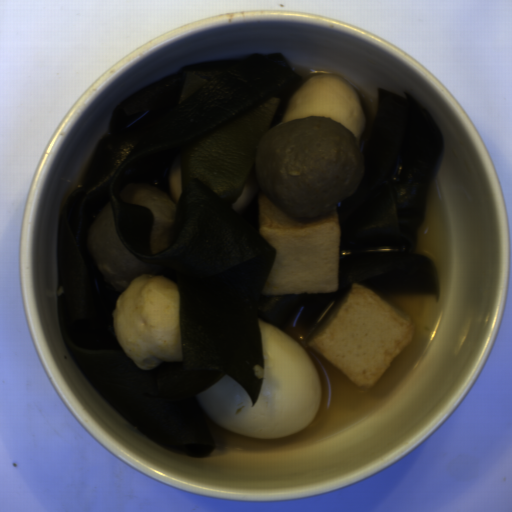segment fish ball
Returning <instances> with one entry per match:
<instances>
[{
	"instance_id": "745d8928",
	"label": "fish ball",
	"mask_w": 512,
	"mask_h": 512,
	"mask_svg": "<svg viewBox=\"0 0 512 512\" xmlns=\"http://www.w3.org/2000/svg\"><path fill=\"white\" fill-rule=\"evenodd\" d=\"M114 335L135 366L155 370L183 361L181 294L170 279L142 273L120 293L112 312Z\"/></svg>"
},
{
	"instance_id": "d7f2640b",
	"label": "fish ball",
	"mask_w": 512,
	"mask_h": 512,
	"mask_svg": "<svg viewBox=\"0 0 512 512\" xmlns=\"http://www.w3.org/2000/svg\"><path fill=\"white\" fill-rule=\"evenodd\" d=\"M169 191L171 200L177 205L179 196L182 192V175L179 154L176 156L172 164L169 176Z\"/></svg>"
},
{
	"instance_id": "29854b86",
	"label": "fish ball",
	"mask_w": 512,
	"mask_h": 512,
	"mask_svg": "<svg viewBox=\"0 0 512 512\" xmlns=\"http://www.w3.org/2000/svg\"><path fill=\"white\" fill-rule=\"evenodd\" d=\"M415 330L408 314L375 290L355 282L308 344L364 388L371 387L410 345Z\"/></svg>"
},
{
	"instance_id": "7c6ef55b",
	"label": "fish ball",
	"mask_w": 512,
	"mask_h": 512,
	"mask_svg": "<svg viewBox=\"0 0 512 512\" xmlns=\"http://www.w3.org/2000/svg\"><path fill=\"white\" fill-rule=\"evenodd\" d=\"M256 194V184L253 178H246L242 191L237 200L231 205L232 211H245L253 202Z\"/></svg>"
},
{
	"instance_id": "b283a14b",
	"label": "fish ball",
	"mask_w": 512,
	"mask_h": 512,
	"mask_svg": "<svg viewBox=\"0 0 512 512\" xmlns=\"http://www.w3.org/2000/svg\"><path fill=\"white\" fill-rule=\"evenodd\" d=\"M310 117H327L347 127L360 144L366 117L356 88L332 74H316L290 96L282 123Z\"/></svg>"
},
{
	"instance_id": "53f4d19a",
	"label": "fish ball",
	"mask_w": 512,
	"mask_h": 512,
	"mask_svg": "<svg viewBox=\"0 0 512 512\" xmlns=\"http://www.w3.org/2000/svg\"><path fill=\"white\" fill-rule=\"evenodd\" d=\"M259 236L275 250L260 295L338 290L340 228L335 207L314 217H292L264 193L259 196Z\"/></svg>"
}]
</instances>
